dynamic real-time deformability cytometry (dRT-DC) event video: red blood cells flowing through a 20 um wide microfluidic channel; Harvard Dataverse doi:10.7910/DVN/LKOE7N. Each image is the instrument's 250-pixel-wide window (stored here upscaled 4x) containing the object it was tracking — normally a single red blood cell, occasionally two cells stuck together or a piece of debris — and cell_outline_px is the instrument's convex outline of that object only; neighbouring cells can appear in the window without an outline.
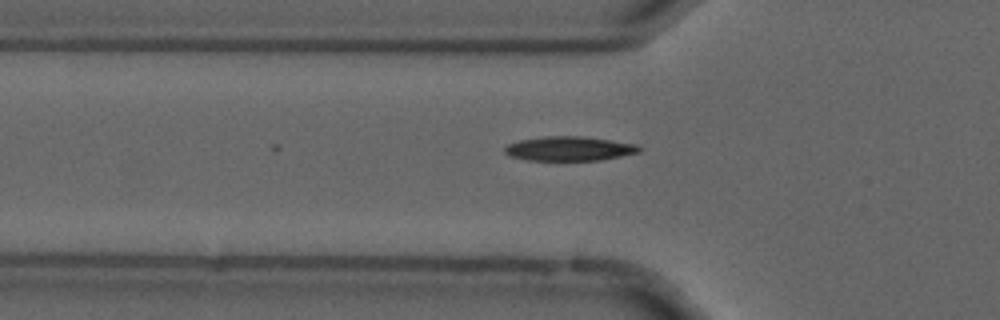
{"species": "common noctule bat (a hibernating species)", "species_latin": "Nyctalus noctula", "temperature_condition": "cold", "stored_images_in_passage": 5, "camera_frame_rate_fps": 3000, "um_per_image_px": 0.085, "animal": {"sex": "male", "forearm_length_mm": 52.5}, "frame": {"image": 1, "passage_image": 5, "time_ms": 1.333, "image_size_px": [1000, 320], "cell_outline_px": [[644, 148], [640, 152], [600, 160], [528, 160], [508, 156], [504, 152], [504, 148], [508, 144], [520, 140], [544, 136], [584, 136], [640, 144]], "centroid_in_image_um": [48.43, 12.62], "position_along_channel_um": 77.4, "area_um2": 19.31}}